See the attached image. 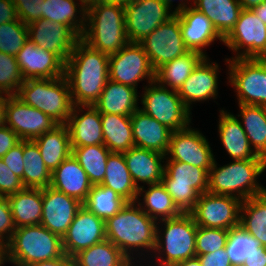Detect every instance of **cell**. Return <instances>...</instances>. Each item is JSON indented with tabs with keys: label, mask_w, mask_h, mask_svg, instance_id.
<instances>
[{
	"label": "cell",
	"mask_w": 266,
	"mask_h": 266,
	"mask_svg": "<svg viewBox=\"0 0 266 266\" xmlns=\"http://www.w3.org/2000/svg\"><path fill=\"white\" fill-rule=\"evenodd\" d=\"M4 124L21 140H34L58 125L50 116L25 104L16 95L7 96Z\"/></svg>",
	"instance_id": "16"
},
{
	"label": "cell",
	"mask_w": 266,
	"mask_h": 266,
	"mask_svg": "<svg viewBox=\"0 0 266 266\" xmlns=\"http://www.w3.org/2000/svg\"><path fill=\"white\" fill-rule=\"evenodd\" d=\"M126 204L127 201L111 188L99 184L92 185L83 206L106 221L118 213Z\"/></svg>",
	"instance_id": "43"
},
{
	"label": "cell",
	"mask_w": 266,
	"mask_h": 266,
	"mask_svg": "<svg viewBox=\"0 0 266 266\" xmlns=\"http://www.w3.org/2000/svg\"><path fill=\"white\" fill-rule=\"evenodd\" d=\"M127 168L135 186L139 189L140 183L145 185L161 183L164 174L165 155L156 151L131 147L123 153Z\"/></svg>",
	"instance_id": "25"
},
{
	"label": "cell",
	"mask_w": 266,
	"mask_h": 266,
	"mask_svg": "<svg viewBox=\"0 0 266 266\" xmlns=\"http://www.w3.org/2000/svg\"><path fill=\"white\" fill-rule=\"evenodd\" d=\"M16 6L18 18L29 25L42 18V7L45 0H12Z\"/></svg>",
	"instance_id": "48"
},
{
	"label": "cell",
	"mask_w": 266,
	"mask_h": 266,
	"mask_svg": "<svg viewBox=\"0 0 266 266\" xmlns=\"http://www.w3.org/2000/svg\"><path fill=\"white\" fill-rule=\"evenodd\" d=\"M131 116L100 114L104 145L112 153H124L135 146Z\"/></svg>",
	"instance_id": "36"
},
{
	"label": "cell",
	"mask_w": 266,
	"mask_h": 266,
	"mask_svg": "<svg viewBox=\"0 0 266 266\" xmlns=\"http://www.w3.org/2000/svg\"><path fill=\"white\" fill-rule=\"evenodd\" d=\"M28 266H74V260L65 253L56 259L49 261L37 262L34 264H29Z\"/></svg>",
	"instance_id": "56"
},
{
	"label": "cell",
	"mask_w": 266,
	"mask_h": 266,
	"mask_svg": "<svg viewBox=\"0 0 266 266\" xmlns=\"http://www.w3.org/2000/svg\"><path fill=\"white\" fill-rule=\"evenodd\" d=\"M239 227L266 247V192L242 201Z\"/></svg>",
	"instance_id": "40"
},
{
	"label": "cell",
	"mask_w": 266,
	"mask_h": 266,
	"mask_svg": "<svg viewBox=\"0 0 266 266\" xmlns=\"http://www.w3.org/2000/svg\"><path fill=\"white\" fill-rule=\"evenodd\" d=\"M66 125L71 147L104 144L100 113L93 105H74Z\"/></svg>",
	"instance_id": "23"
},
{
	"label": "cell",
	"mask_w": 266,
	"mask_h": 266,
	"mask_svg": "<svg viewBox=\"0 0 266 266\" xmlns=\"http://www.w3.org/2000/svg\"><path fill=\"white\" fill-rule=\"evenodd\" d=\"M105 239V221L82 205L62 238L63 251L73 258L82 250Z\"/></svg>",
	"instance_id": "18"
},
{
	"label": "cell",
	"mask_w": 266,
	"mask_h": 266,
	"mask_svg": "<svg viewBox=\"0 0 266 266\" xmlns=\"http://www.w3.org/2000/svg\"><path fill=\"white\" fill-rule=\"evenodd\" d=\"M158 222L155 249L153 254L150 253L151 256L154 255L151 258L158 257L156 265L173 266L183 260L196 257L195 245L198 226L190 213H181L177 217ZM160 223L161 228L164 225L163 229H160Z\"/></svg>",
	"instance_id": "5"
},
{
	"label": "cell",
	"mask_w": 266,
	"mask_h": 266,
	"mask_svg": "<svg viewBox=\"0 0 266 266\" xmlns=\"http://www.w3.org/2000/svg\"><path fill=\"white\" fill-rule=\"evenodd\" d=\"M23 81L16 56L0 52V93L17 95Z\"/></svg>",
	"instance_id": "46"
},
{
	"label": "cell",
	"mask_w": 266,
	"mask_h": 266,
	"mask_svg": "<svg viewBox=\"0 0 266 266\" xmlns=\"http://www.w3.org/2000/svg\"><path fill=\"white\" fill-rule=\"evenodd\" d=\"M50 186L84 203L92 184L84 169L71 154L51 173Z\"/></svg>",
	"instance_id": "28"
},
{
	"label": "cell",
	"mask_w": 266,
	"mask_h": 266,
	"mask_svg": "<svg viewBox=\"0 0 266 266\" xmlns=\"http://www.w3.org/2000/svg\"><path fill=\"white\" fill-rule=\"evenodd\" d=\"M81 40L91 48L111 55L129 43L123 6L98 0L86 6Z\"/></svg>",
	"instance_id": "3"
},
{
	"label": "cell",
	"mask_w": 266,
	"mask_h": 266,
	"mask_svg": "<svg viewBox=\"0 0 266 266\" xmlns=\"http://www.w3.org/2000/svg\"><path fill=\"white\" fill-rule=\"evenodd\" d=\"M162 1L170 9V11H173L175 14H178L179 12H181V11L187 9L188 7L192 6V3H190V5H188L189 4L188 0H180L181 2L178 3V6H176V8H173L174 10L173 9L171 10V8L173 7V3L172 2H174L175 0H162ZM189 1H191V0H189Z\"/></svg>",
	"instance_id": "57"
},
{
	"label": "cell",
	"mask_w": 266,
	"mask_h": 266,
	"mask_svg": "<svg viewBox=\"0 0 266 266\" xmlns=\"http://www.w3.org/2000/svg\"><path fill=\"white\" fill-rule=\"evenodd\" d=\"M23 185L25 188H46L51 183V172L46 167L39 147L33 140H23Z\"/></svg>",
	"instance_id": "41"
},
{
	"label": "cell",
	"mask_w": 266,
	"mask_h": 266,
	"mask_svg": "<svg viewBox=\"0 0 266 266\" xmlns=\"http://www.w3.org/2000/svg\"><path fill=\"white\" fill-rule=\"evenodd\" d=\"M147 187H149L147 190L144 186L138 189L136 202L149 217L159 221L177 217L182 213L174 204L162 183L151 184ZM140 196L143 197L142 203L140 202Z\"/></svg>",
	"instance_id": "35"
},
{
	"label": "cell",
	"mask_w": 266,
	"mask_h": 266,
	"mask_svg": "<svg viewBox=\"0 0 266 266\" xmlns=\"http://www.w3.org/2000/svg\"><path fill=\"white\" fill-rule=\"evenodd\" d=\"M196 10L203 13L224 39L236 24L242 10L238 0H192Z\"/></svg>",
	"instance_id": "31"
},
{
	"label": "cell",
	"mask_w": 266,
	"mask_h": 266,
	"mask_svg": "<svg viewBox=\"0 0 266 266\" xmlns=\"http://www.w3.org/2000/svg\"><path fill=\"white\" fill-rule=\"evenodd\" d=\"M16 96L25 104L50 116L58 124L67 123L74 107L65 76L24 80Z\"/></svg>",
	"instance_id": "7"
},
{
	"label": "cell",
	"mask_w": 266,
	"mask_h": 266,
	"mask_svg": "<svg viewBox=\"0 0 266 266\" xmlns=\"http://www.w3.org/2000/svg\"><path fill=\"white\" fill-rule=\"evenodd\" d=\"M43 212L41 225L61 238L74 220L83 203L51 186L42 189Z\"/></svg>",
	"instance_id": "19"
},
{
	"label": "cell",
	"mask_w": 266,
	"mask_h": 266,
	"mask_svg": "<svg viewBox=\"0 0 266 266\" xmlns=\"http://www.w3.org/2000/svg\"><path fill=\"white\" fill-rule=\"evenodd\" d=\"M72 155L86 172L92 185L102 184L107 159L112 153L104 144L71 147Z\"/></svg>",
	"instance_id": "42"
},
{
	"label": "cell",
	"mask_w": 266,
	"mask_h": 266,
	"mask_svg": "<svg viewBox=\"0 0 266 266\" xmlns=\"http://www.w3.org/2000/svg\"><path fill=\"white\" fill-rule=\"evenodd\" d=\"M79 2L81 4L78 0H45L42 18L69 27L81 38L85 29L86 5L81 0Z\"/></svg>",
	"instance_id": "33"
},
{
	"label": "cell",
	"mask_w": 266,
	"mask_h": 266,
	"mask_svg": "<svg viewBox=\"0 0 266 266\" xmlns=\"http://www.w3.org/2000/svg\"><path fill=\"white\" fill-rule=\"evenodd\" d=\"M16 228L41 223L43 204L41 188H24L7 197Z\"/></svg>",
	"instance_id": "32"
},
{
	"label": "cell",
	"mask_w": 266,
	"mask_h": 266,
	"mask_svg": "<svg viewBox=\"0 0 266 266\" xmlns=\"http://www.w3.org/2000/svg\"><path fill=\"white\" fill-rule=\"evenodd\" d=\"M19 20L12 0H0V24Z\"/></svg>",
	"instance_id": "54"
},
{
	"label": "cell",
	"mask_w": 266,
	"mask_h": 266,
	"mask_svg": "<svg viewBox=\"0 0 266 266\" xmlns=\"http://www.w3.org/2000/svg\"><path fill=\"white\" fill-rule=\"evenodd\" d=\"M251 10L264 24H266V2L253 7Z\"/></svg>",
	"instance_id": "58"
},
{
	"label": "cell",
	"mask_w": 266,
	"mask_h": 266,
	"mask_svg": "<svg viewBox=\"0 0 266 266\" xmlns=\"http://www.w3.org/2000/svg\"><path fill=\"white\" fill-rule=\"evenodd\" d=\"M242 266H266V247L259 246L255 251L248 255Z\"/></svg>",
	"instance_id": "55"
},
{
	"label": "cell",
	"mask_w": 266,
	"mask_h": 266,
	"mask_svg": "<svg viewBox=\"0 0 266 266\" xmlns=\"http://www.w3.org/2000/svg\"><path fill=\"white\" fill-rule=\"evenodd\" d=\"M140 95V110L156 119L172 131L185 129L191 124V111L182 102L178 91L159 85L156 81L145 85Z\"/></svg>",
	"instance_id": "9"
},
{
	"label": "cell",
	"mask_w": 266,
	"mask_h": 266,
	"mask_svg": "<svg viewBox=\"0 0 266 266\" xmlns=\"http://www.w3.org/2000/svg\"><path fill=\"white\" fill-rule=\"evenodd\" d=\"M196 256L199 258L202 266H232L225 248Z\"/></svg>",
	"instance_id": "52"
},
{
	"label": "cell",
	"mask_w": 266,
	"mask_h": 266,
	"mask_svg": "<svg viewBox=\"0 0 266 266\" xmlns=\"http://www.w3.org/2000/svg\"><path fill=\"white\" fill-rule=\"evenodd\" d=\"M24 188L21 178L15 175L0 158V196L8 197Z\"/></svg>",
	"instance_id": "50"
},
{
	"label": "cell",
	"mask_w": 266,
	"mask_h": 266,
	"mask_svg": "<svg viewBox=\"0 0 266 266\" xmlns=\"http://www.w3.org/2000/svg\"><path fill=\"white\" fill-rule=\"evenodd\" d=\"M162 185L182 213H189L199 195L207 192L208 172L182 161L166 160Z\"/></svg>",
	"instance_id": "8"
},
{
	"label": "cell",
	"mask_w": 266,
	"mask_h": 266,
	"mask_svg": "<svg viewBox=\"0 0 266 266\" xmlns=\"http://www.w3.org/2000/svg\"><path fill=\"white\" fill-rule=\"evenodd\" d=\"M217 165L214 160L208 171V192L242 201L266 192L257 180L266 170V159L233 160L223 166Z\"/></svg>",
	"instance_id": "4"
},
{
	"label": "cell",
	"mask_w": 266,
	"mask_h": 266,
	"mask_svg": "<svg viewBox=\"0 0 266 266\" xmlns=\"http://www.w3.org/2000/svg\"><path fill=\"white\" fill-rule=\"evenodd\" d=\"M218 134L232 160L265 159L258 156L250 146L240 120L224 109L219 110Z\"/></svg>",
	"instance_id": "27"
},
{
	"label": "cell",
	"mask_w": 266,
	"mask_h": 266,
	"mask_svg": "<svg viewBox=\"0 0 266 266\" xmlns=\"http://www.w3.org/2000/svg\"><path fill=\"white\" fill-rule=\"evenodd\" d=\"M218 72V63H210L207 56L185 80L178 95L190 111L193 102H202L218 97Z\"/></svg>",
	"instance_id": "22"
},
{
	"label": "cell",
	"mask_w": 266,
	"mask_h": 266,
	"mask_svg": "<svg viewBox=\"0 0 266 266\" xmlns=\"http://www.w3.org/2000/svg\"><path fill=\"white\" fill-rule=\"evenodd\" d=\"M16 226L7 197L0 196V245L5 246L12 238Z\"/></svg>",
	"instance_id": "49"
},
{
	"label": "cell",
	"mask_w": 266,
	"mask_h": 266,
	"mask_svg": "<svg viewBox=\"0 0 266 266\" xmlns=\"http://www.w3.org/2000/svg\"><path fill=\"white\" fill-rule=\"evenodd\" d=\"M7 96L8 95L6 94L0 93V126L4 124L5 104L7 101Z\"/></svg>",
	"instance_id": "61"
},
{
	"label": "cell",
	"mask_w": 266,
	"mask_h": 266,
	"mask_svg": "<svg viewBox=\"0 0 266 266\" xmlns=\"http://www.w3.org/2000/svg\"><path fill=\"white\" fill-rule=\"evenodd\" d=\"M240 121L254 152L266 159V110L264 106L238 104Z\"/></svg>",
	"instance_id": "38"
},
{
	"label": "cell",
	"mask_w": 266,
	"mask_h": 266,
	"mask_svg": "<svg viewBox=\"0 0 266 266\" xmlns=\"http://www.w3.org/2000/svg\"><path fill=\"white\" fill-rule=\"evenodd\" d=\"M138 94L137 89L109 79L93 106L100 114L131 116L139 108Z\"/></svg>",
	"instance_id": "29"
},
{
	"label": "cell",
	"mask_w": 266,
	"mask_h": 266,
	"mask_svg": "<svg viewBox=\"0 0 266 266\" xmlns=\"http://www.w3.org/2000/svg\"><path fill=\"white\" fill-rule=\"evenodd\" d=\"M259 246V242L254 237L241 227H236L230 230L225 249L232 266H242L248 255H251Z\"/></svg>",
	"instance_id": "44"
},
{
	"label": "cell",
	"mask_w": 266,
	"mask_h": 266,
	"mask_svg": "<svg viewBox=\"0 0 266 266\" xmlns=\"http://www.w3.org/2000/svg\"><path fill=\"white\" fill-rule=\"evenodd\" d=\"M230 230L220 228L197 227L196 231V255H203L224 249L227 244Z\"/></svg>",
	"instance_id": "47"
},
{
	"label": "cell",
	"mask_w": 266,
	"mask_h": 266,
	"mask_svg": "<svg viewBox=\"0 0 266 266\" xmlns=\"http://www.w3.org/2000/svg\"><path fill=\"white\" fill-rule=\"evenodd\" d=\"M74 266H134L135 261L117 248L111 241L102 242L82 250L73 257Z\"/></svg>",
	"instance_id": "39"
},
{
	"label": "cell",
	"mask_w": 266,
	"mask_h": 266,
	"mask_svg": "<svg viewBox=\"0 0 266 266\" xmlns=\"http://www.w3.org/2000/svg\"><path fill=\"white\" fill-rule=\"evenodd\" d=\"M242 200L205 192L189 212L197 226L231 230L239 227Z\"/></svg>",
	"instance_id": "12"
},
{
	"label": "cell",
	"mask_w": 266,
	"mask_h": 266,
	"mask_svg": "<svg viewBox=\"0 0 266 266\" xmlns=\"http://www.w3.org/2000/svg\"><path fill=\"white\" fill-rule=\"evenodd\" d=\"M109 79L136 89L140 81H155V70L143 47L129 42L119 52L109 55Z\"/></svg>",
	"instance_id": "13"
},
{
	"label": "cell",
	"mask_w": 266,
	"mask_h": 266,
	"mask_svg": "<svg viewBox=\"0 0 266 266\" xmlns=\"http://www.w3.org/2000/svg\"><path fill=\"white\" fill-rule=\"evenodd\" d=\"M28 26V38L38 47L56 54L64 63L80 39L69 27L41 18Z\"/></svg>",
	"instance_id": "20"
},
{
	"label": "cell",
	"mask_w": 266,
	"mask_h": 266,
	"mask_svg": "<svg viewBox=\"0 0 266 266\" xmlns=\"http://www.w3.org/2000/svg\"><path fill=\"white\" fill-rule=\"evenodd\" d=\"M5 248L7 262L15 266L49 261L64 254L62 238L41 224L16 228Z\"/></svg>",
	"instance_id": "6"
},
{
	"label": "cell",
	"mask_w": 266,
	"mask_h": 266,
	"mask_svg": "<svg viewBox=\"0 0 266 266\" xmlns=\"http://www.w3.org/2000/svg\"><path fill=\"white\" fill-rule=\"evenodd\" d=\"M242 9H252L259 4L266 2V0H238Z\"/></svg>",
	"instance_id": "59"
},
{
	"label": "cell",
	"mask_w": 266,
	"mask_h": 266,
	"mask_svg": "<svg viewBox=\"0 0 266 266\" xmlns=\"http://www.w3.org/2000/svg\"><path fill=\"white\" fill-rule=\"evenodd\" d=\"M16 60L24 80L64 76L65 63L56 54L38 47L29 39L17 53Z\"/></svg>",
	"instance_id": "21"
},
{
	"label": "cell",
	"mask_w": 266,
	"mask_h": 266,
	"mask_svg": "<svg viewBox=\"0 0 266 266\" xmlns=\"http://www.w3.org/2000/svg\"><path fill=\"white\" fill-rule=\"evenodd\" d=\"M165 160L182 161L204 168L207 172L214 163V154L206 137L190 126L173 131Z\"/></svg>",
	"instance_id": "17"
},
{
	"label": "cell",
	"mask_w": 266,
	"mask_h": 266,
	"mask_svg": "<svg viewBox=\"0 0 266 266\" xmlns=\"http://www.w3.org/2000/svg\"><path fill=\"white\" fill-rule=\"evenodd\" d=\"M1 159L15 175L21 178L23 183V140L11 148Z\"/></svg>",
	"instance_id": "51"
},
{
	"label": "cell",
	"mask_w": 266,
	"mask_h": 266,
	"mask_svg": "<svg viewBox=\"0 0 266 266\" xmlns=\"http://www.w3.org/2000/svg\"><path fill=\"white\" fill-rule=\"evenodd\" d=\"M86 6L92 2L98 1V0H81Z\"/></svg>",
	"instance_id": "64"
},
{
	"label": "cell",
	"mask_w": 266,
	"mask_h": 266,
	"mask_svg": "<svg viewBox=\"0 0 266 266\" xmlns=\"http://www.w3.org/2000/svg\"><path fill=\"white\" fill-rule=\"evenodd\" d=\"M101 185L111 188L127 202H136L138 188L131 178L123 153L109 155Z\"/></svg>",
	"instance_id": "37"
},
{
	"label": "cell",
	"mask_w": 266,
	"mask_h": 266,
	"mask_svg": "<svg viewBox=\"0 0 266 266\" xmlns=\"http://www.w3.org/2000/svg\"><path fill=\"white\" fill-rule=\"evenodd\" d=\"M156 226L157 221L149 217L137 202H127L118 213L105 221L106 239L132 262L137 257L141 258L142 255L145 258V252H154ZM134 252H138V254L135 253L137 257H133Z\"/></svg>",
	"instance_id": "2"
},
{
	"label": "cell",
	"mask_w": 266,
	"mask_h": 266,
	"mask_svg": "<svg viewBox=\"0 0 266 266\" xmlns=\"http://www.w3.org/2000/svg\"><path fill=\"white\" fill-rule=\"evenodd\" d=\"M101 1L125 7L126 5L131 4L134 0H101Z\"/></svg>",
	"instance_id": "62"
},
{
	"label": "cell",
	"mask_w": 266,
	"mask_h": 266,
	"mask_svg": "<svg viewBox=\"0 0 266 266\" xmlns=\"http://www.w3.org/2000/svg\"><path fill=\"white\" fill-rule=\"evenodd\" d=\"M41 152L42 159L52 173L65 159L72 154L68 127L58 124L33 140Z\"/></svg>",
	"instance_id": "30"
},
{
	"label": "cell",
	"mask_w": 266,
	"mask_h": 266,
	"mask_svg": "<svg viewBox=\"0 0 266 266\" xmlns=\"http://www.w3.org/2000/svg\"><path fill=\"white\" fill-rule=\"evenodd\" d=\"M238 104L266 106V58L226 59Z\"/></svg>",
	"instance_id": "10"
},
{
	"label": "cell",
	"mask_w": 266,
	"mask_h": 266,
	"mask_svg": "<svg viewBox=\"0 0 266 266\" xmlns=\"http://www.w3.org/2000/svg\"><path fill=\"white\" fill-rule=\"evenodd\" d=\"M21 139L17 134L5 124L0 126V158H2L11 148L17 145Z\"/></svg>",
	"instance_id": "53"
},
{
	"label": "cell",
	"mask_w": 266,
	"mask_h": 266,
	"mask_svg": "<svg viewBox=\"0 0 266 266\" xmlns=\"http://www.w3.org/2000/svg\"><path fill=\"white\" fill-rule=\"evenodd\" d=\"M223 43L237 54L233 58H266V24L251 9H242Z\"/></svg>",
	"instance_id": "11"
},
{
	"label": "cell",
	"mask_w": 266,
	"mask_h": 266,
	"mask_svg": "<svg viewBox=\"0 0 266 266\" xmlns=\"http://www.w3.org/2000/svg\"><path fill=\"white\" fill-rule=\"evenodd\" d=\"M64 76L74 105H94L109 80V55L79 39L65 62Z\"/></svg>",
	"instance_id": "1"
},
{
	"label": "cell",
	"mask_w": 266,
	"mask_h": 266,
	"mask_svg": "<svg viewBox=\"0 0 266 266\" xmlns=\"http://www.w3.org/2000/svg\"><path fill=\"white\" fill-rule=\"evenodd\" d=\"M139 44L145 50L155 71L189 51L181 35L180 18L177 14L159 25Z\"/></svg>",
	"instance_id": "14"
},
{
	"label": "cell",
	"mask_w": 266,
	"mask_h": 266,
	"mask_svg": "<svg viewBox=\"0 0 266 266\" xmlns=\"http://www.w3.org/2000/svg\"><path fill=\"white\" fill-rule=\"evenodd\" d=\"M206 56L197 51L187 53L162 65L155 71V81L174 91H179L185 80Z\"/></svg>",
	"instance_id": "34"
},
{
	"label": "cell",
	"mask_w": 266,
	"mask_h": 266,
	"mask_svg": "<svg viewBox=\"0 0 266 266\" xmlns=\"http://www.w3.org/2000/svg\"><path fill=\"white\" fill-rule=\"evenodd\" d=\"M181 35L185 46L191 51H197L207 57L204 51L216 39H223L214 29L211 21L194 7L179 12Z\"/></svg>",
	"instance_id": "24"
},
{
	"label": "cell",
	"mask_w": 266,
	"mask_h": 266,
	"mask_svg": "<svg viewBox=\"0 0 266 266\" xmlns=\"http://www.w3.org/2000/svg\"><path fill=\"white\" fill-rule=\"evenodd\" d=\"M136 147L166 154L172 130L139 108L130 117Z\"/></svg>",
	"instance_id": "26"
},
{
	"label": "cell",
	"mask_w": 266,
	"mask_h": 266,
	"mask_svg": "<svg viewBox=\"0 0 266 266\" xmlns=\"http://www.w3.org/2000/svg\"><path fill=\"white\" fill-rule=\"evenodd\" d=\"M173 266H202V264L199 258L196 256L187 260H183L179 263H176Z\"/></svg>",
	"instance_id": "60"
},
{
	"label": "cell",
	"mask_w": 266,
	"mask_h": 266,
	"mask_svg": "<svg viewBox=\"0 0 266 266\" xmlns=\"http://www.w3.org/2000/svg\"><path fill=\"white\" fill-rule=\"evenodd\" d=\"M124 9L126 34L131 43H139L175 16L162 0H134Z\"/></svg>",
	"instance_id": "15"
},
{
	"label": "cell",
	"mask_w": 266,
	"mask_h": 266,
	"mask_svg": "<svg viewBox=\"0 0 266 266\" xmlns=\"http://www.w3.org/2000/svg\"><path fill=\"white\" fill-rule=\"evenodd\" d=\"M7 262L6 248L0 245V266H3Z\"/></svg>",
	"instance_id": "63"
},
{
	"label": "cell",
	"mask_w": 266,
	"mask_h": 266,
	"mask_svg": "<svg viewBox=\"0 0 266 266\" xmlns=\"http://www.w3.org/2000/svg\"><path fill=\"white\" fill-rule=\"evenodd\" d=\"M28 39V26L20 19L0 24V52L16 56Z\"/></svg>",
	"instance_id": "45"
}]
</instances>
